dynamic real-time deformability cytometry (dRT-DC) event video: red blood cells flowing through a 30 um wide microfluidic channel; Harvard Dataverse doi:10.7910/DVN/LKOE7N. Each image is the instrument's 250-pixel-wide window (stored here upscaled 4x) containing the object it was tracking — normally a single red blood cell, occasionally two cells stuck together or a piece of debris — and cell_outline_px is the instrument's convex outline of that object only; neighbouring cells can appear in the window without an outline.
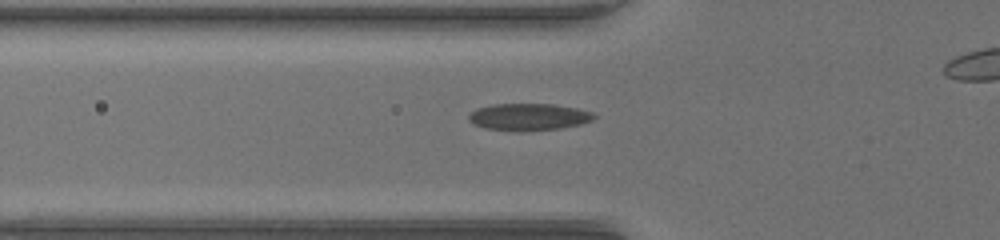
{"species": "common noctule bat (a hibernating species)", "species_latin": "Nyctalus noctula", "temperature_condition": "warm", "stored_images_in_passage": 29, "camera_frame_rate_fps": 3000, "um_per_image_px": 0.085, "animal": {"sex": "female", "body_mass_g": 17.0, "forearm_length_mm": 48.0}, "frame": {"image": 1, "passage_image": 2, "time_ms": 0.333, "image_size_px": [1000, 240], "cell_outline_px": [[596, 116], [592, 120], [580, 124], [560, 128], [516, 132], [484, 128], [472, 124], [468, 120], [468, 116], [472, 112], [480, 108], [492, 104], [552, 104], [576, 108], [592, 112]], "centroid_in_image_um": [44.91, 9.95], "position_along_channel_um": 80.9, "area_um2": 19.71}}
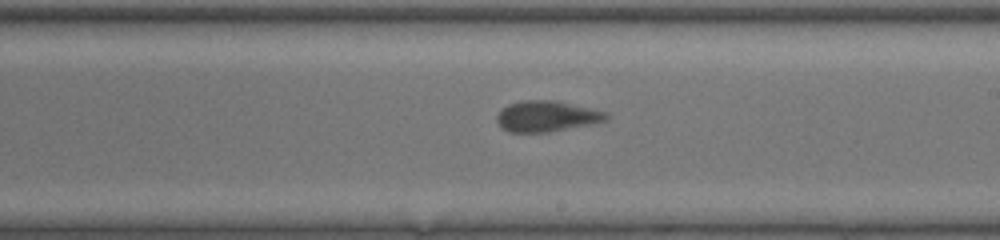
{"frame": {"image": 2, "passage_image": 14, "time_ms": 4.333, "image_size_px": [1000, 240], "cell_outline_px": [[608, 116], [604, 120], [588, 124], [548, 132], [508, 132], [500, 128], [496, 120], [496, 116], [508, 104], [524, 100], [556, 100], [604, 112]], "centroid_in_image_um": [46.37, 9.88], "position_along_channel_um": 242.6, "area_um2": 19.25}}
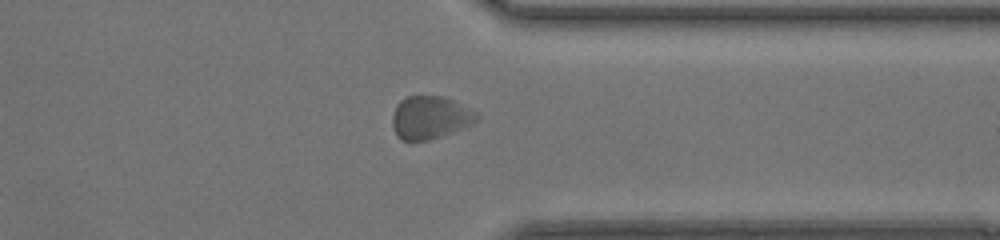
{"frame": {"image": 3, "passage_image": 24, "time_ms": 7.667, "image_size_px": [1000, 240], "cell_outline_px": [[480, 116], [476, 120], [468, 124], [440, 136], [428, 140], [400, 140], [396, 136], [392, 124], [392, 116], [396, 104], [404, 96], [444, 96], [476, 112]], "centroid_in_image_um": [36.48, 9.97], "position_along_channel_um": 374.9, "area_um2": 20.75}}